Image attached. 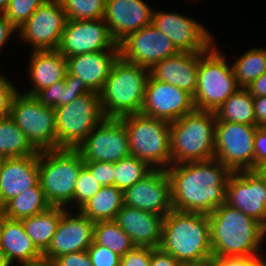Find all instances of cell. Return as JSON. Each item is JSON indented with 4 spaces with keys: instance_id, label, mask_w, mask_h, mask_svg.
<instances>
[{
    "instance_id": "cell-10",
    "label": "cell",
    "mask_w": 266,
    "mask_h": 266,
    "mask_svg": "<svg viewBox=\"0 0 266 266\" xmlns=\"http://www.w3.org/2000/svg\"><path fill=\"white\" fill-rule=\"evenodd\" d=\"M19 91L13 97L10 117L37 151L57 149L55 108Z\"/></svg>"
},
{
    "instance_id": "cell-6",
    "label": "cell",
    "mask_w": 266,
    "mask_h": 266,
    "mask_svg": "<svg viewBox=\"0 0 266 266\" xmlns=\"http://www.w3.org/2000/svg\"><path fill=\"white\" fill-rule=\"evenodd\" d=\"M83 166L76 149L38 151L39 183L51 206L71 209L75 184Z\"/></svg>"
},
{
    "instance_id": "cell-38",
    "label": "cell",
    "mask_w": 266,
    "mask_h": 266,
    "mask_svg": "<svg viewBox=\"0 0 266 266\" xmlns=\"http://www.w3.org/2000/svg\"><path fill=\"white\" fill-rule=\"evenodd\" d=\"M101 185L91 175L90 171L83 166L79 172L75 190L73 193V206L71 210H79L89 199L101 189Z\"/></svg>"
},
{
    "instance_id": "cell-54",
    "label": "cell",
    "mask_w": 266,
    "mask_h": 266,
    "mask_svg": "<svg viewBox=\"0 0 266 266\" xmlns=\"http://www.w3.org/2000/svg\"><path fill=\"white\" fill-rule=\"evenodd\" d=\"M257 170L266 179V163L259 167Z\"/></svg>"
},
{
    "instance_id": "cell-53",
    "label": "cell",
    "mask_w": 266,
    "mask_h": 266,
    "mask_svg": "<svg viewBox=\"0 0 266 266\" xmlns=\"http://www.w3.org/2000/svg\"><path fill=\"white\" fill-rule=\"evenodd\" d=\"M30 266H56V265L51 261L41 260V261L36 262Z\"/></svg>"
},
{
    "instance_id": "cell-32",
    "label": "cell",
    "mask_w": 266,
    "mask_h": 266,
    "mask_svg": "<svg viewBox=\"0 0 266 266\" xmlns=\"http://www.w3.org/2000/svg\"><path fill=\"white\" fill-rule=\"evenodd\" d=\"M37 153L10 116L0 118V155L3 158H20Z\"/></svg>"
},
{
    "instance_id": "cell-35",
    "label": "cell",
    "mask_w": 266,
    "mask_h": 266,
    "mask_svg": "<svg viewBox=\"0 0 266 266\" xmlns=\"http://www.w3.org/2000/svg\"><path fill=\"white\" fill-rule=\"evenodd\" d=\"M93 241L110 248L120 257L135 247L129 235L114 220L95 222Z\"/></svg>"
},
{
    "instance_id": "cell-5",
    "label": "cell",
    "mask_w": 266,
    "mask_h": 266,
    "mask_svg": "<svg viewBox=\"0 0 266 266\" xmlns=\"http://www.w3.org/2000/svg\"><path fill=\"white\" fill-rule=\"evenodd\" d=\"M215 125V112L197 109L171 122V165L214 159Z\"/></svg>"
},
{
    "instance_id": "cell-23",
    "label": "cell",
    "mask_w": 266,
    "mask_h": 266,
    "mask_svg": "<svg viewBox=\"0 0 266 266\" xmlns=\"http://www.w3.org/2000/svg\"><path fill=\"white\" fill-rule=\"evenodd\" d=\"M164 217L123 205L114 221L129 235L135 246L159 248Z\"/></svg>"
},
{
    "instance_id": "cell-43",
    "label": "cell",
    "mask_w": 266,
    "mask_h": 266,
    "mask_svg": "<svg viewBox=\"0 0 266 266\" xmlns=\"http://www.w3.org/2000/svg\"><path fill=\"white\" fill-rule=\"evenodd\" d=\"M151 261V248L135 246L120 257V266H149Z\"/></svg>"
},
{
    "instance_id": "cell-7",
    "label": "cell",
    "mask_w": 266,
    "mask_h": 266,
    "mask_svg": "<svg viewBox=\"0 0 266 266\" xmlns=\"http://www.w3.org/2000/svg\"><path fill=\"white\" fill-rule=\"evenodd\" d=\"M214 43L199 52L197 89L193 95L195 109L216 112L239 88L232 65Z\"/></svg>"
},
{
    "instance_id": "cell-37",
    "label": "cell",
    "mask_w": 266,
    "mask_h": 266,
    "mask_svg": "<svg viewBox=\"0 0 266 266\" xmlns=\"http://www.w3.org/2000/svg\"><path fill=\"white\" fill-rule=\"evenodd\" d=\"M67 20L104 18L106 0H60Z\"/></svg>"
},
{
    "instance_id": "cell-22",
    "label": "cell",
    "mask_w": 266,
    "mask_h": 266,
    "mask_svg": "<svg viewBox=\"0 0 266 266\" xmlns=\"http://www.w3.org/2000/svg\"><path fill=\"white\" fill-rule=\"evenodd\" d=\"M38 183V153L20 158H4L0 166V207Z\"/></svg>"
},
{
    "instance_id": "cell-17",
    "label": "cell",
    "mask_w": 266,
    "mask_h": 266,
    "mask_svg": "<svg viewBox=\"0 0 266 266\" xmlns=\"http://www.w3.org/2000/svg\"><path fill=\"white\" fill-rule=\"evenodd\" d=\"M120 56L130 63L151 69L179 51L169 37L151 23L129 34L119 44Z\"/></svg>"
},
{
    "instance_id": "cell-21",
    "label": "cell",
    "mask_w": 266,
    "mask_h": 266,
    "mask_svg": "<svg viewBox=\"0 0 266 266\" xmlns=\"http://www.w3.org/2000/svg\"><path fill=\"white\" fill-rule=\"evenodd\" d=\"M152 8L144 0H106L104 20L117 44L129 34L151 24Z\"/></svg>"
},
{
    "instance_id": "cell-11",
    "label": "cell",
    "mask_w": 266,
    "mask_h": 266,
    "mask_svg": "<svg viewBox=\"0 0 266 266\" xmlns=\"http://www.w3.org/2000/svg\"><path fill=\"white\" fill-rule=\"evenodd\" d=\"M256 125L219 121L215 125L214 158L231 172L254 170Z\"/></svg>"
},
{
    "instance_id": "cell-39",
    "label": "cell",
    "mask_w": 266,
    "mask_h": 266,
    "mask_svg": "<svg viewBox=\"0 0 266 266\" xmlns=\"http://www.w3.org/2000/svg\"><path fill=\"white\" fill-rule=\"evenodd\" d=\"M47 0H10L5 11L7 19L17 28L28 20V18Z\"/></svg>"
},
{
    "instance_id": "cell-16",
    "label": "cell",
    "mask_w": 266,
    "mask_h": 266,
    "mask_svg": "<svg viewBox=\"0 0 266 266\" xmlns=\"http://www.w3.org/2000/svg\"><path fill=\"white\" fill-rule=\"evenodd\" d=\"M225 203L266 228V179L258 170L232 172L226 185Z\"/></svg>"
},
{
    "instance_id": "cell-41",
    "label": "cell",
    "mask_w": 266,
    "mask_h": 266,
    "mask_svg": "<svg viewBox=\"0 0 266 266\" xmlns=\"http://www.w3.org/2000/svg\"><path fill=\"white\" fill-rule=\"evenodd\" d=\"M84 166L101 186L114 185V163L113 162H84Z\"/></svg>"
},
{
    "instance_id": "cell-30",
    "label": "cell",
    "mask_w": 266,
    "mask_h": 266,
    "mask_svg": "<svg viewBox=\"0 0 266 266\" xmlns=\"http://www.w3.org/2000/svg\"><path fill=\"white\" fill-rule=\"evenodd\" d=\"M51 204L47 201L40 183L19 194L3 206L4 217L13 220H22L48 210Z\"/></svg>"
},
{
    "instance_id": "cell-12",
    "label": "cell",
    "mask_w": 266,
    "mask_h": 266,
    "mask_svg": "<svg viewBox=\"0 0 266 266\" xmlns=\"http://www.w3.org/2000/svg\"><path fill=\"white\" fill-rule=\"evenodd\" d=\"M66 21L60 0H47L18 29L17 38L32 50H57Z\"/></svg>"
},
{
    "instance_id": "cell-18",
    "label": "cell",
    "mask_w": 266,
    "mask_h": 266,
    "mask_svg": "<svg viewBox=\"0 0 266 266\" xmlns=\"http://www.w3.org/2000/svg\"><path fill=\"white\" fill-rule=\"evenodd\" d=\"M194 110L190 93L149 76L140 113L171 123Z\"/></svg>"
},
{
    "instance_id": "cell-4",
    "label": "cell",
    "mask_w": 266,
    "mask_h": 266,
    "mask_svg": "<svg viewBox=\"0 0 266 266\" xmlns=\"http://www.w3.org/2000/svg\"><path fill=\"white\" fill-rule=\"evenodd\" d=\"M149 76V69L119 56L100 92L104 117L119 119L140 113Z\"/></svg>"
},
{
    "instance_id": "cell-42",
    "label": "cell",
    "mask_w": 266,
    "mask_h": 266,
    "mask_svg": "<svg viewBox=\"0 0 266 266\" xmlns=\"http://www.w3.org/2000/svg\"><path fill=\"white\" fill-rule=\"evenodd\" d=\"M18 90L7 76L0 73V118L10 116L11 103Z\"/></svg>"
},
{
    "instance_id": "cell-44",
    "label": "cell",
    "mask_w": 266,
    "mask_h": 266,
    "mask_svg": "<svg viewBox=\"0 0 266 266\" xmlns=\"http://www.w3.org/2000/svg\"><path fill=\"white\" fill-rule=\"evenodd\" d=\"M214 266H266V255L254 258L223 257L213 259Z\"/></svg>"
},
{
    "instance_id": "cell-47",
    "label": "cell",
    "mask_w": 266,
    "mask_h": 266,
    "mask_svg": "<svg viewBox=\"0 0 266 266\" xmlns=\"http://www.w3.org/2000/svg\"><path fill=\"white\" fill-rule=\"evenodd\" d=\"M178 260L160 248H151V261L149 266H177Z\"/></svg>"
},
{
    "instance_id": "cell-34",
    "label": "cell",
    "mask_w": 266,
    "mask_h": 266,
    "mask_svg": "<svg viewBox=\"0 0 266 266\" xmlns=\"http://www.w3.org/2000/svg\"><path fill=\"white\" fill-rule=\"evenodd\" d=\"M231 65L238 85L245 88L266 71V48L251 47Z\"/></svg>"
},
{
    "instance_id": "cell-31",
    "label": "cell",
    "mask_w": 266,
    "mask_h": 266,
    "mask_svg": "<svg viewBox=\"0 0 266 266\" xmlns=\"http://www.w3.org/2000/svg\"><path fill=\"white\" fill-rule=\"evenodd\" d=\"M90 90L85 86L83 81L68 72L64 81L54 83L38 91L34 97L44 106L59 107L70 103L77 97L89 93Z\"/></svg>"
},
{
    "instance_id": "cell-20",
    "label": "cell",
    "mask_w": 266,
    "mask_h": 266,
    "mask_svg": "<svg viewBox=\"0 0 266 266\" xmlns=\"http://www.w3.org/2000/svg\"><path fill=\"white\" fill-rule=\"evenodd\" d=\"M74 212L67 209L62 214L52 242L43 253V260L53 262L64 254L87 251L93 242L95 222L79 210Z\"/></svg>"
},
{
    "instance_id": "cell-15",
    "label": "cell",
    "mask_w": 266,
    "mask_h": 266,
    "mask_svg": "<svg viewBox=\"0 0 266 266\" xmlns=\"http://www.w3.org/2000/svg\"><path fill=\"white\" fill-rule=\"evenodd\" d=\"M66 58L78 54L119 50L104 18L67 20L57 49Z\"/></svg>"
},
{
    "instance_id": "cell-19",
    "label": "cell",
    "mask_w": 266,
    "mask_h": 266,
    "mask_svg": "<svg viewBox=\"0 0 266 266\" xmlns=\"http://www.w3.org/2000/svg\"><path fill=\"white\" fill-rule=\"evenodd\" d=\"M124 205L166 216L172 209L171 180L164 169H153L123 192Z\"/></svg>"
},
{
    "instance_id": "cell-36",
    "label": "cell",
    "mask_w": 266,
    "mask_h": 266,
    "mask_svg": "<svg viewBox=\"0 0 266 266\" xmlns=\"http://www.w3.org/2000/svg\"><path fill=\"white\" fill-rule=\"evenodd\" d=\"M114 168V186L123 192L153 170L147 162L131 155L115 162Z\"/></svg>"
},
{
    "instance_id": "cell-9",
    "label": "cell",
    "mask_w": 266,
    "mask_h": 266,
    "mask_svg": "<svg viewBox=\"0 0 266 266\" xmlns=\"http://www.w3.org/2000/svg\"><path fill=\"white\" fill-rule=\"evenodd\" d=\"M105 117L100 93L90 91L55 108L57 149H76Z\"/></svg>"
},
{
    "instance_id": "cell-29",
    "label": "cell",
    "mask_w": 266,
    "mask_h": 266,
    "mask_svg": "<svg viewBox=\"0 0 266 266\" xmlns=\"http://www.w3.org/2000/svg\"><path fill=\"white\" fill-rule=\"evenodd\" d=\"M123 205L122 190L114 185L102 186L79 211L91 221H108L115 220Z\"/></svg>"
},
{
    "instance_id": "cell-3",
    "label": "cell",
    "mask_w": 266,
    "mask_h": 266,
    "mask_svg": "<svg viewBox=\"0 0 266 266\" xmlns=\"http://www.w3.org/2000/svg\"><path fill=\"white\" fill-rule=\"evenodd\" d=\"M159 248L178 261L213 259L208 214L172 209L164 217Z\"/></svg>"
},
{
    "instance_id": "cell-46",
    "label": "cell",
    "mask_w": 266,
    "mask_h": 266,
    "mask_svg": "<svg viewBox=\"0 0 266 266\" xmlns=\"http://www.w3.org/2000/svg\"><path fill=\"white\" fill-rule=\"evenodd\" d=\"M53 263L56 266H93L87 251H79L61 255Z\"/></svg>"
},
{
    "instance_id": "cell-2",
    "label": "cell",
    "mask_w": 266,
    "mask_h": 266,
    "mask_svg": "<svg viewBox=\"0 0 266 266\" xmlns=\"http://www.w3.org/2000/svg\"><path fill=\"white\" fill-rule=\"evenodd\" d=\"M213 259L263 256L266 228L257 220L223 203L208 214Z\"/></svg>"
},
{
    "instance_id": "cell-55",
    "label": "cell",
    "mask_w": 266,
    "mask_h": 266,
    "mask_svg": "<svg viewBox=\"0 0 266 266\" xmlns=\"http://www.w3.org/2000/svg\"><path fill=\"white\" fill-rule=\"evenodd\" d=\"M0 266H10L1 253H0Z\"/></svg>"
},
{
    "instance_id": "cell-33",
    "label": "cell",
    "mask_w": 266,
    "mask_h": 266,
    "mask_svg": "<svg viewBox=\"0 0 266 266\" xmlns=\"http://www.w3.org/2000/svg\"><path fill=\"white\" fill-rule=\"evenodd\" d=\"M253 97L246 88H239L215 112L219 121L255 125Z\"/></svg>"
},
{
    "instance_id": "cell-40",
    "label": "cell",
    "mask_w": 266,
    "mask_h": 266,
    "mask_svg": "<svg viewBox=\"0 0 266 266\" xmlns=\"http://www.w3.org/2000/svg\"><path fill=\"white\" fill-rule=\"evenodd\" d=\"M93 266H120V256L110 248L96 244L94 241L87 249Z\"/></svg>"
},
{
    "instance_id": "cell-24",
    "label": "cell",
    "mask_w": 266,
    "mask_h": 266,
    "mask_svg": "<svg viewBox=\"0 0 266 266\" xmlns=\"http://www.w3.org/2000/svg\"><path fill=\"white\" fill-rule=\"evenodd\" d=\"M119 56V50H104L67 57L68 73L79 77L90 91L100 93Z\"/></svg>"
},
{
    "instance_id": "cell-49",
    "label": "cell",
    "mask_w": 266,
    "mask_h": 266,
    "mask_svg": "<svg viewBox=\"0 0 266 266\" xmlns=\"http://www.w3.org/2000/svg\"><path fill=\"white\" fill-rule=\"evenodd\" d=\"M255 125L266 127V96L253 97Z\"/></svg>"
},
{
    "instance_id": "cell-48",
    "label": "cell",
    "mask_w": 266,
    "mask_h": 266,
    "mask_svg": "<svg viewBox=\"0 0 266 266\" xmlns=\"http://www.w3.org/2000/svg\"><path fill=\"white\" fill-rule=\"evenodd\" d=\"M17 32L18 29L7 19L4 13H0V50L6 45L11 35Z\"/></svg>"
},
{
    "instance_id": "cell-8",
    "label": "cell",
    "mask_w": 266,
    "mask_h": 266,
    "mask_svg": "<svg viewBox=\"0 0 266 266\" xmlns=\"http://www.w3.org/2000/svg\"><path fill=\"white\" fill-rule=\"evenodd\" d=\"M126 128L130 155L147 162L153 169L171 166L170 122L142 113L119 118Z\"/></svg>"
},
{
    "instance_id": "cell-45",
    "label": "cell",
    "mask_w": 266,
    "mask_h": 266,
    "mask_svg": "<svg viewBox=\"0 0 266 266\" xmlns=\"http://www.w3.org/2000/svg\"><path fill=\"white\" fill-rule=\"evenodd\" d=\"M266 163V127H257L254 137V170Z\"/></svg>"
},
{
    "instance_id": "cell-1",
    "label": "cell",
    "mask_w": 266,
    "mask_h": 266,
    "mask_svg": "<svg viewBox=\"0 0 266 266\" xmlns=\"http://www.w3.org/2000/svg\"><path fill=\"white\" fill-rule=\"evenodd\" d=\"M166 171L171 180L173 210L210 214L225 203L232 172L219 160L172 164Z\"/></svg>"
},
{
    "instance_id": "cell-28",
    "label": "cell",
    "mask_w": 266,
    "mask_h": 266,
    "mask_svg": "<svg viewBox=\"0 0 266 266\" xmlns=\"http://www.w3.org/2000/svg\"><path fill=\"white\" fill-rule=\"evenodd\" d=\"M66 210L65 207L51 206L42 213L21 220L25 232L42 254L50 246L61 216Z\"/></svg>"
},
{
    "instance_id": "cell-57",
    "label": "cell",
    "mask_w": 266,
    "mask_h": 266,
    "mask_svg": "<svg viewBox=\"0 0 266 266\" xmlns=\"http://www.w3.org/2000/svg\"><path fill=\"white\" fill-rule=\"evenodd\" d=\"M3 159H4V158L0 155V166H1V164H2Z\"/></svg>"
},
{
    "instance_id": "cell-51",
    "label": "cell",
    "mask_w": 266,
    "mask_h": 266,
    "mask_svg": "<svg viewBox=\"0 0 266 266\" xmlns=\"http://www.w3.org/2000/svg\"><path fill=\"white\" fill-rule=\"evenodd\" d=\"M177 266H214L213 259L197 261H179Z\"/></svg>"
},
{
    "instance_id": "cell-27",
    "label": "cell",
    "mask_w": 266,
    "mask_h": 266,
    "mask_svg": "<svg viewBox=\"0 0 266 266\" xmlns=\"http://www.w3.org/2000/svg\"><path fill=\"white\" fill-rule=\"evenodd\" d=\"M30 53L28 77L32 87L24 94L34 96L38 91L64 81L68 72L67 59L58 50H32Z\"/></svg>"
},
{
    "instance_id": "cell-13",
    "label": "cell",
    "mask_w": 266,
    "mask_h": 266,
    "mask_svg": "<svg viewBox=\"0 0 266 266\" xmlns=\"http://www.w3.org/2000/svg\"><path fill=\"white\" fill-rule=\"evenodd\" d=\"M84 162H118L130 156L124 123L118 118H105L76 148Z\"/></svg>"
},
{
    "instance_id": "cell-14",
    "label": "cell",
    "mask_w": 266,
    "mask_h": 266,
    "mask_svg": "<svg viewBox=\"0 0 266 266\" xmlns=\"http://www.w3.org/2000/svg\"><path fill=\"white\" fill-rule=\"evenodd\" d=\"M151 23L169 37L179 52H205L216 41L208 28L183 13L154 9Z\"/></svg>"
},
{
    "instance_id": "cell-56",
    "label": "cell",
    "mask_w": 266,
    "mask_h": 266,
    "mask_svg": "<svg viewBox=\"0 0 266 266\" xmlns=\"http://www.w3.org/2000/svg\"><path fill=\"white\" fill-rule=\"evenodd\" d=\"M3 218H4V213H3L2 207H0V227H1Z\"/></svg>"
},
{
    "instance_id": "cell-50",
    "label": "cell",
    "mask_w": 266,
    "mask_h": 266,
    "mask_svg": "<svg viewBox=\"0 0 266 266\" xmlns=\"http://www.w3.org/2000/svg\"><path fill=\"white\" fill-rule=\"evenodd\" d=\"M245 88L252 97L266 96V71Z\"/></svg>"
},
{
    "instance_id": "cell-26",
    "label": "cell",
    "mask_w": 266,
    "mask_h": 266,
    "mask_svg": "<svg viewBox=\"0 0 266 266\" xmlns=\"http://www.w3.org/2000/svg\"><path fill=\"white\" fill-rule=\"evenodd\" d=\"M199 52H178L155 64L150 75L159 81L177 86L194 95L197 89Z\"/></svg>"
},
{
    "instance_id": "cell-52",
    "label": "cell",
    "mask_w": 266,
    "mask_h": 266,
    "mask_svg": "<svg viewBox=\"0 0 266 266\" xmlns=\"http://www.w3.org/2000/svg\"><path fill=\"white\" fill-rule=\"evenodd\" d=\"M10 0H0V13H5L9 6Z\"/></svg>"
},
{
    "instance_id": "cell-25",
    "label": "cell",
    "mask_w": 266,
    "mask_h": 266,
    "mask_svg": "<svg viewBox=\"0 0 266 266\" xmlns=\"http://www.w3.org/2000/svg\"><path fill=\"white\" fill-rule=\"evenodd\" d=\"M0 253L10 266H30L43 260V254L25 232L22 221L6 217L0 227Z\"/></svg>"
}]
</instances>
